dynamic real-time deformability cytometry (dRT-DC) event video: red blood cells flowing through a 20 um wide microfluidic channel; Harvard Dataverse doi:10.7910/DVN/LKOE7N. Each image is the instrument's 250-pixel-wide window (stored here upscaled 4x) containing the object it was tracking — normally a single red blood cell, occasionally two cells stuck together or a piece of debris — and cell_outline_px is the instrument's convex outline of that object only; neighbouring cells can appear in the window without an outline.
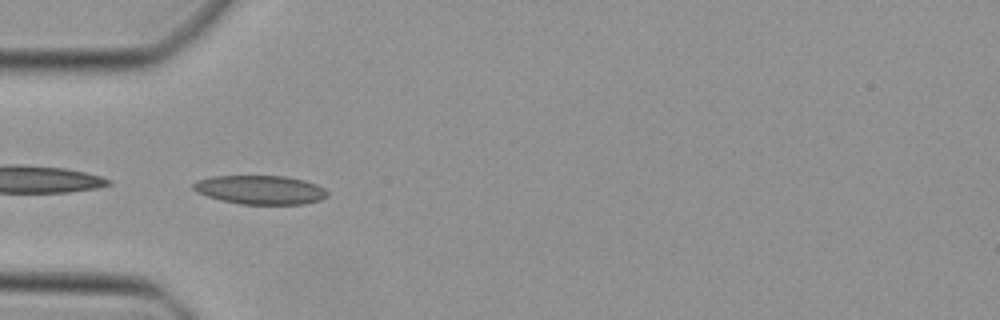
{"species": "Egyptian fruit bat (a non-hibernating species)", "species_latin": "Rousettus aegyptiacus", "temperature_condition": "cold", "stored_images_in_passage": 34, "camera_frame_rate_fps": 3000, "um_per_image_px": 0.085, "animal": {"sex": "female"}, "frame": {"image": 1, "passage_image": 2, "time_ms": 0.333, "image_size_px": [1000, 320], "cell_outline_px": [[328, 196], [320, 200], [304, 204], [240, 204], [220, 200], [196, 192], [192, 188], [192, 184], [196, 180], [212, 176], [284, 176], [304, 180], [316, 184], [324, 188], [328, 192]], "centroid_in_image_um": [22.11, 16.13], "position_along_channel_um": 62.9, "area_um2": 22.66}}
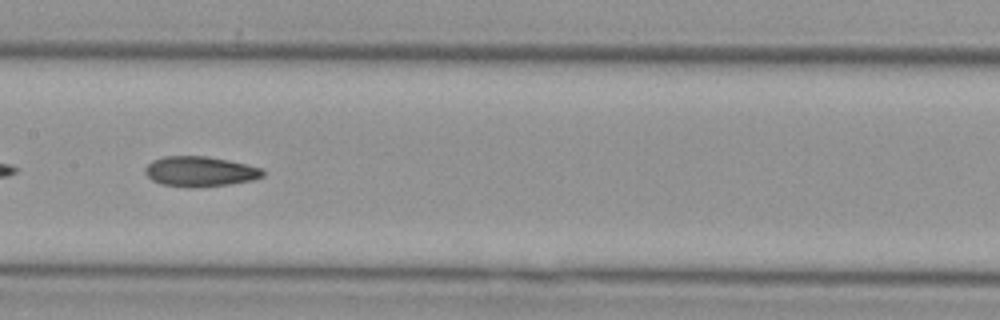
{"frame": {"image": 2, "passage_image": 11, "time_ms": 3.333, "image_size_px": [1000, 320], "cell_outline_px": [[264, 176], [252, 180], [228, 184], [192, 188], [188, 188], [160, 184], [152, 180], [144, 172], [144, 168], [152, 160], [164, 156], [204, 156], [228, 160], [264, 168]], "centroid_in_image_um": [16.98, 14.58], "position_along_channel_um": 190.4, "area_um2": 20.81}}
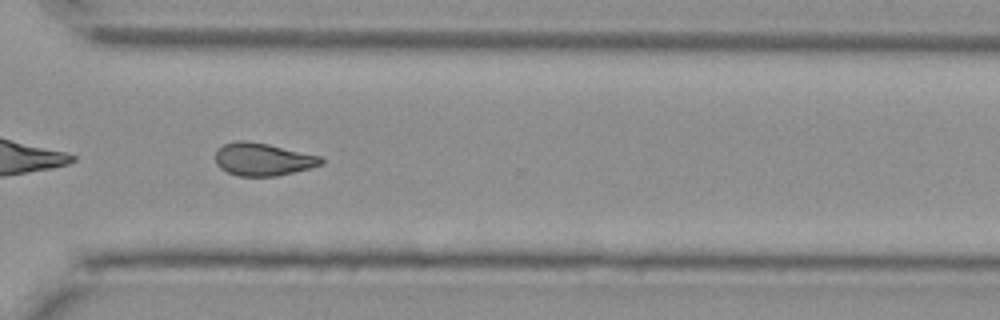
{"frame": {"image": 3, "passage_image": 22, "time_ms": 7.0, "image_size_px": [1000, 320], "cell_outline_px": [[324, 164], [312, 168], [276, 176], [236, 176], [220, 168], [216, 164], [216, 152], [224, 144], [236, 140], [248, 140], [268, 144], [320, 156], [324, 160]], "centroid_in_image_um": [22.36, 13.54], "position_along_channel_um": 348.2, "area_um2": 20.23}}